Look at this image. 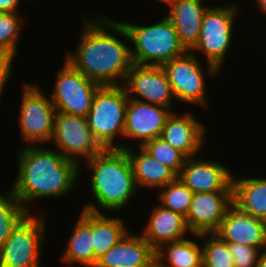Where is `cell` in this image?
I'll return each instance as SVG.
<instances>
[{
    "mask_svg": "<svg viewBox=\"0 0 266 267\" xmlns=\"http://www.w3.org/2000/svg\"><path fill=\"white\" fill-rule=\"evenodd\" d=\"M104 16H97L95 21L82 20L78 48L74 54L67 53L65 60L101 86H119L134 64L131 47L109 32L110 18Z\"/></svg>",
    "mask_w": 266,
    "mask_h": 267,
    "instance_id": "cell-1",
    "label": "cell"
},
{
    "mask_svg": "<svg viewBox=\"0 0 266 267\" xmlns=\"http://www.w3.org/2000/svg\"><path fill=\"white\" fill-rule=\"evenodd\" d=\"M17 158L18 174L10 190L29 213L28 203L61 198L76 187L80 165L59 151L25 145Z\"/></svg>",
    "mask_w": 266,
    "mask_h": 267,
    "instance_id": "cell-2",
    "label": "cell"
},
{
    "mask_svg": "<svg viewBox=\"0 0 266 267\" xmlns=\"http://www.w3.org/2000/svg\"><path fill=\"white\" fill-rule=\"evenodd\" d=\"M87 165L90 174L92 172L89 175V188L96 203L85 204L84 210L94 213H103L99 209L117 212L137 194L131 161L125 150L103 149L87 160Z\"/></svg>",
    "mask_w": 266,
    "mask_h": 267,
    "instance_id": "cell-3",
    "label": "cell"
},
{
    "mask_svg": "<svg viewBox=\"0 0 266 267\" xmlns=\"http://www.w3.org/2000/svg\"><path fill=\"white\" fill-rule=\"evenodd\" d=\"M110 32L133 42L131 56L134 64L162 67L187 52L166 16L160 22L149 26L110 18Z\"/></svg>",
    "mask_w": 266,
    "mask_h": 267,
    "instance_id": "cell-4",
    "label": "cell"
},
{
    "mask_svg": "<svg viewBox=\"0 0 266 267\" xmlns=\"http://www.w3.org/2000/svg\"><path fill=\"white\" fill-rule=\"evenodd\" d=\"M128 95L123 85L101 86L96 92L87 115L94 139L103 149H120L113 142L124 137Z\"/></svg>",
    "mask_w": 266,
    "mask_h": 267,
    "instance_id": "cell-5",
    "label": "cell"
},
{
    "mask_svg": "<svg viewBox=\"0 0 266 267\" xmlns=\"http://www.w3.org/2000/svg\"><path fill=\"white\" fill-rule=\"evenodd\" d=\"M238 8L240 7L235 3L223 7H208L204 13L199 40L191 50L193 54L202 52L207 64H212L219 71L222 70L228 54L226 52L231 47Z\"/></svg>",
    "mask_w": 266,
    "mask_h": 267,
    "instance_id": "cell-6",
    "label": "cell"
},
{
    "mask_svg": "<svg viewBox=\"0 0 266 267\" xmlns=\"http://www.w3.org/2000/svg\"><path fill=\"white\" fill-rule=\"evenodd\" d=\"M28 213L0 246V267H40L45 215Z\"/></svg>",
    "mask_w": 266,
    "mask_h": 267,
    "instance_id": "cell-7",
    "label": "cell"
},
{
    "mask_svg": "<svg viewBox=\"0 0 266 267\" xmlns=\"http://www.w3.org/2000/svg\"><path fill=\"white\" fill-rule=\"evenodd\" d=\"M205 71L199 59L191 51L174 58L162 66L175 97V100L192 105L207 106L206 72L215 76L219 70L207 64ZM205 72V73H204Z\"/></svg>",
    "mask_w": 266,
    "mask_h": 267,
    "instance_id": "cell-8",
    "label": "cell"
},
{
    "mask_svg": "<svg viewBox=\"0 0 266 267\" xmlns=\"http://www.w3.org/2000/svg\"><path fill=\"white\" fill-rule=\"evenodd\" d=\"M36 85L24 84L18 124L22 139L28 145L50 143L53 134L55 107Z\"/></svg>",
    "mask_w": 266,
    "mask_h": 267,
    "instance_id": "cell-9",
    "label": "cell"
},
{
    "mask_svg": "<svg viewBox=\"0 0 266 267\" xmlns=\"http://www.w3.org/2000/svg\"><path fill=\"white\" fill-rule=\"evenodd\" d=\"M100 87L65 60L56 75L50 100L56 112L87 117Z\"/></svg>",
    "mask_w": 266,
    "mask_h": 267,
    "instance_id": "cell-10",
    "label": "cell"
},
{
    "mask_svg": "<svg viewBox=\"0 0 266 267\" xmlns=\"http://www.w3.org/2000/svg\"><path fill=\"white\" fill-rule=\"evenodd\" d=\"M50 141L66 159L73 160L79 165L81 157L87 161L103 150L94 139L86 117L61 112L55 113Z\"/></svg>",
    "mask_w": 266,
    "mask_h": 267,
    "instance_id": "cell-11",
    "label": "cell"
},
{
    "mask_svg": "<svg viewBox=\"0 0 266 267\" xmlns=\"http://www.w3.org/2000/svg\"><path fill=\"white\" fill-rule=\"evenodd\" d=\"M123 86L128 98L161 105L171 110L175 97L162 67L133 64Z\"/></svg>",
    "mask_w": 266,
    "mask_h": 267,
    "instance_id": "cell-12",
    "label": "cell"
},
{
    "mask_svg": "<svg viewBox=\"0 0 266 267\" xmlns=\"http://www.w3.org/2000/svg\"><path fill=\"white\" fill-rule=\"evenodd\" d=\"M232 205L233 191L194 193L186 216L190 233H215Z\"/></svg>",
    "mask_w": 266,
    "mask_h": 267,
    "instance_id": "cell-13",
    "label": "cell"
},
{
    "mask_svg": "<svg viewBox=\"0 0 266 267\" xmlns=\"http://www.w3.org/2000/svg\"><path fill=\"white\" fill-rule=\"evenodd\" d=\"M172 111L164 106L128 98L124 126L125 139L140 140L139 147L160 137Z\"/></svg>",
    "mask_w": 266,
    "mask_h": 267,
    "instance_id": "cell-14",
    "label": "cell"
},
{
    "mask_svg": "<svg viewBox=\"0 0 266 267\" xmlns=\"http://www.w3.org/2000/svg\"><path fill=\"white\" fill-rule=\"evenodd\" d=\"M177 177L193 193L233 191V173L216 161L187 158Z\"/></svg>",
    "mask_w": 266,
    "mask_h": 267,
    "instance_id": "cell-15",
    "label": "cell"
},
{
    "mask_svg": "<svg viewBox=\"0 0 266 267\" xmlns=\"http://www.w3.org/2000/svg\"><path fill=\"white\" fill-rule=\"evenodd\" d=\"M196 119L191 112L178 115L172 110L160 136L186 158L196 156L206 141V127Z\"/></svg>",
    "mask_w": 266,
    "mask_h": 267,
    "instance_id": "cell-16",
    "label": "cell"
},
{
    "mask_svg": "<svg viewBox=\"0 0 266 267\" xmlns=\"http://www.w3.org/2000/svg\"><path fill=\"white\" fill-rule=\"evenodd\" d=\"M227 243L244 244L266 250V222L254 219L234 204L214 233Z\"/></svg>",
    "mask_w": 266,
    "mask_h": 267,
    "instance_id": "cell-17",
    "label": "cell"
},
{
    "mask_svg": "<svg viewBox=\"0 0 266 267\" xmlns=\"http://www.w3.org/2000/svg\"><path fill=\"white\" fill-rule=\"evenodd\" d=\"M166 17L172 23L181 44L191 51L197 44L201 32V24L207 6L202 0H172L168 5Z\"/></svg>",
    "mask_w": 266,
    "mask_h": 267,
    "instance_id": "cell-18",
    "label": "cell"
},
{
    "mask_svg": "<svg viewBox=\"0 0 266 267\" xmlns=\"http://www.w3.org/2000/svg\"><path fill=\"white\" fill-rule=\"evenodd\" d=\"M148 220L141 234L155 251L163 244L185 239L190 233L186 217L160 204L154 206Z\"/></svg>",
    "mask_w": 266,
    "mask_h": 267,
    "instance_id": "cell-19",
    "label": "cell"
},
{
    "mask_svg": "<svg viewBox=\"0 0 266 267\" xmlns=\"http://www.w3.org/2000/svg\"><path fill=\"white\" fill-rule=\"evenodd\" d=\"M154 256L155 250L142 234L135 235L128 231L115 246L98 259L95 267H141Z\"/></svg>",
    "mask_w": 266,
    "mask_h": 267,
    "instance_id": "cell-20",
    "label": "cell"
},
{
    "mask_svg": "<svg viewBox=\"0 0 266 267\" xmlns=\"http://www.w3.org/2000/svg\"><path fill=\"white\" fill-rule=\"evenodd\" d=\"M120 149L125 150L130 158L138 189L139 187H144V189L149 187L159 190L177 178L170 168L157 161L142 147H139V154L124 144L120 145Z\"/></svg>",
    "mask_w": 266,
    "mask_h": 267,
    "instance_id": "cell-21",
    "label": "cell"
},
{
    "mask_svg": "<svg viewBox=\"0 0 266 267\" xmlns=\"http://www.w3.org/2000/svg\"><path fill=\"white\" fill-rule=\"evenodd\" d=\"M70 239L62 254L61 261L69 264L81 263L94 267V248L92 235V212L82 209Z\"/></svg>",
    "mask_w": 266,
    "mask_h": 267,
    "instance_id": "cell-22",
    "label": "cell"
},
{
    "mask_svg": "<svg viewBox=\"0 0 266 267\" xmlns=\"http://www.w3.org/2000/svg\"><path fill=\"white\" fill-rule=\"evenodd\" d=\"M233 204L250 217L266 222V179L233 175Z\"/></svg>",
    "mask_w": 266,
    "mask_h": 267,
    "instance_id": "cell-23",
    "label": "cell"
},
{
    "mask_svg": "<svg viewBox=\"0 0 266 267\" xmlns=\"http://www.w3.org/2000/svg\"><path fill=\"white\" fill-rule=\"evenodd\" d=\"M127 232L124 220L120 217L109 218L104 213L92 212L94 267L98 259L115 246Z\"/></svg>",
    "mask_w": 266,
    "mask_h": 267,
    "instance_id": "cell-24",
    "label": "cell"
},
{
    "mask_svg": "<svg viewBox=\"0 0 266 267\" xmlns=\"http://www.w3.org/2000/svg\"><path fill=\"white\" fill-rule=\"evenodd\" d=\"M155 255L163 267H204L202 247L191 239L163 244L155 251Z\"/></svg>",
    "mask_w": 266,
    "mask_h": 267,
    "instance_id": "cell-25",
    "label": "cell"
},
{
    "mask_svg": "<svg viewBox=\"0 0 266 267\" xmlns=\"http://www.w3.org/2000/svg\"><path fill=\"white\" fill-rule=\"evenodd\" d=\"M28 213L11 190L0 194V246L6 242L13 229Z\"/></svg>",
    "mask_w": 266,
    "mask_h": 267,
    "instance_id": "cell-26",
    "label": "cell"
},
{
    "mask_svg": "<svg viewBox=\"0 0 266 267\" xmlns=\"http://www.w3.org/2000/svg\"><path fill=\"white\" fill-rule=\"evenodd\" d=\"M159 204L186 217L194 193L177 177L158 191Z\"/></svg>",
    "mask_w": 266,
    "mask_h": 267,
    "instance_id": "cell-27",
    "label": "cell"
},
{
    "mask_svg": "<svg viewBox=\"0 0 266 267\" xmlns=\"http://www.w3.org/2000/svg\"><path fill=\"white\" fill-rule=\"evenodd\" d=\"M208 238L202 246V263L204 267H235L234 258L229 251V243L220 239L216 234H195Z\"/></svg>",
    "mask_w": 266,
    "mask_h": 267,
    "instance_id": "cell-28",
    "label": "cell"
},
{
    "mask_svg": "<svg viewBox=\"0 0 266 267\" xmlns=\"http://www.w3.org/2000/svg\"><path fill=\"white\" fill-rule=\"evenodd\" d=\"M142 148L157 161L170 168L177 176L187 159L179 150L161 137L147 141Z\"/></svg>",
    "mask_w": 266,
    "mask_h": 267,
    "instance_id": "cell-29",
    "label": "cell"
},
{
    "mask_svg": "<svg viewBox=\"0 0 266 267\" xmlns=\"http://www.w3.org/2000/svg\"><path fill=\"white\" fill-rule=\"evenodd\" d=\"M23 19L19 13L0 12V51L15 57Z\"/></svg>",
    "mask_w": 266,
    "mask_h": 267,
    "instance_id": "cell-30",
    "label": "cell"
},
{
    "mask_svg": "<svg viewBox=\"0 0 266 267\" xmlns=\"http://www.w3.org/2000/svg\"><path fill=\"white\" fill-rule=\"evenodd\" d=\"M229 251L234 258L235 267H256L259 256L263 252L257 247L238 243H229Z\"/></svg>",
    "mask_w": 266,
    "mask_h": 267,
    "instance_id": "cell-31",
    "label": "cell"
},
{
    "mask_svg": "<svg viewBox=\"0 0 266 267\" xmlns=\"http://www.w3.org/2000/svg\"><path fill=\"white\" fill-rule=\"evenodd\" d=\"M15 57L0 51V101L5 84L12 74V63Z\"/></svg>",
    "mask_w": 266,
    "mask_h": 267,
    "instance_id": "cell-32",
    "label": "cell"
},
{
    "mask_svg": "<svg viewBox=\"0 0 266 267\" xmlns=\"http://www.w3.org/2000/svg\"><path fill=\"white\" fill-rule=\"evenodd\" d=\"M21 0H0V12L19 13L18 7Z\"/></svg>",
    "mask_w": 266,
    "mask_h": 267,
    "instance_id": "cell-33",
    "label": "cell"
},
{
    "mask_svg": "<svg viewBox=\"0 0 266 267\" xmlns=\"http://www.w3.org/2000/svg\"><path fill=\"white\" fill-rule=\"evenodd\" d=\"M141 267H163L160 259L155 255L150 261Z\"/></svg>",
    "mask_w": 266,
    "mask_h": 267,
    "instance_id": "cell-34",
    "label": "cell"
},
{
    "mask_svg": "<svg viewBox=\"0 0 266 267\" xmlns=\"http://www.w3.org/2000/svg\"><path fill=\"white\" fill-rule=\"evenodd\" d=\"M256 267H266V250L260 254Z\"/></svg>",
    "mask_w": 266,
    "mask_h": 267,
    "instance_id": "cell-35",
    "label": "cell"
},
{
    "mask_svg": "<svg viewBox=\"0 0 266 267\" xmlns=\"http://www.w3.org/2000/svg\"><path fill=\"white\" fill-rule=\"evenodd\" d=\"M259 10L266 14V0H257Z\"/></svg>",
    "mask_w": 266,
    "mask_h": 267,
    "instance_id": "cell-36",
    "label": "cell"
},
{
    "mask_svg": "<svg viewBox=\"0 0 266 267\" xmlns=\"http://www.w3.org/2000/svg\"><path fill=\"white\" fill-rule=\"evenodd\" d=\"M159 1L164 3L165 5H168L172 0H159Z\"/></svg>",
    "mask_w": 266,
    "mask_h": 267,
    "instance_id": "cell-37",
    "label": "cell"
}]
</instances>
